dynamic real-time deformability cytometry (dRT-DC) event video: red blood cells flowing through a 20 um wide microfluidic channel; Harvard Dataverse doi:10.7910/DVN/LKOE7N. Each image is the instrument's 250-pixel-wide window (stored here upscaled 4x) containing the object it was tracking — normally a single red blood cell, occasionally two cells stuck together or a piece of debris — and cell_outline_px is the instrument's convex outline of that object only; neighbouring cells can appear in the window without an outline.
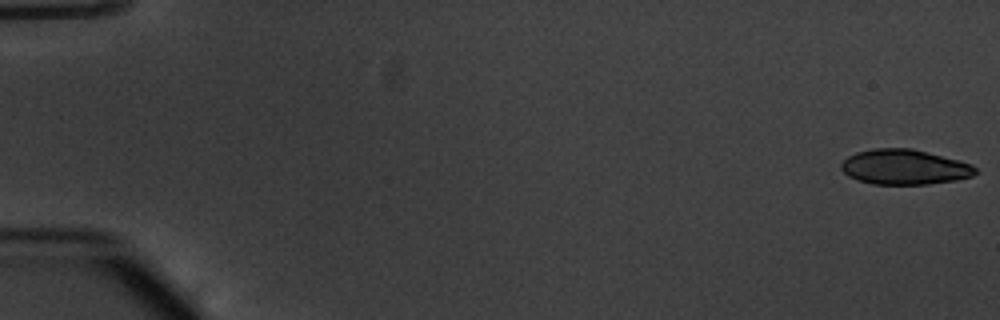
{"species": "common noctule bat (a hibernating species)", "species_latin": "Nyctalus noctula", "temperature_condition": "warm", "stored_images_in_passage": 55, "segment_of_instrument_passage": [1, 2], "camera_frame_rate_fps": 3000, "um_per_image_px": 0.085, "animal": {"sex": "male", "body_mass_g": 20.1, "forearm_length_mm": 53.5}, "frame": {"image": 1, "passage_image": 1, "time_ms": 0.0, "image_size_px": [1000, 320], "cell_outline_px": [[976, 172], [972, 176], [956, 180], [928, 184], [872, 184], [848, 176], [840, 168], [840, 164], [848, 156], [856, 152], [876, 148], [912, 148], [972, 164], [976, 168]], "centroid_in_image_um": [76.86, 14.19], "position_along_channel_um": 8.1, "area_um2": 27.28}}
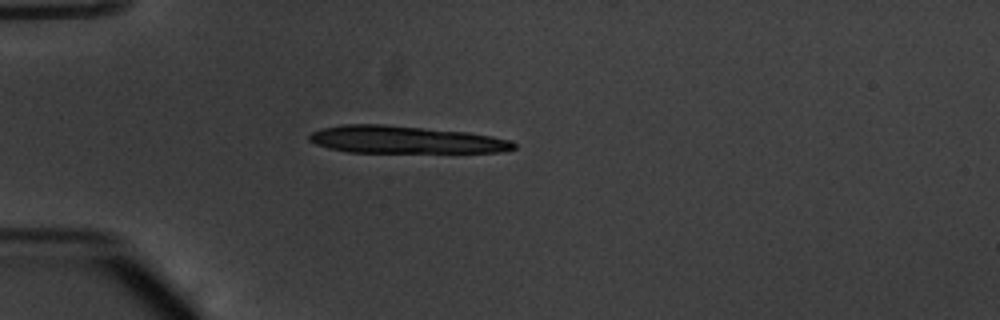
{"frame": {"image": 2, "passage_image": 16, "time_ms": 5.0, "image_size_px": [1000, 320], "cell_outline_px": [[516, 148], [500, 152], [348, 152], [328, 148], [316, 144], [308, 140], [308, 136], [312, 132], [324, 128], [344, 124], [380, 124], [468, 132], [492, 136], [512, 140], [516, 144]], "centroid_in_image_um": [34.45, 11.87], "position_along_channel_um": 50.5, "area_um2": 32.54}}